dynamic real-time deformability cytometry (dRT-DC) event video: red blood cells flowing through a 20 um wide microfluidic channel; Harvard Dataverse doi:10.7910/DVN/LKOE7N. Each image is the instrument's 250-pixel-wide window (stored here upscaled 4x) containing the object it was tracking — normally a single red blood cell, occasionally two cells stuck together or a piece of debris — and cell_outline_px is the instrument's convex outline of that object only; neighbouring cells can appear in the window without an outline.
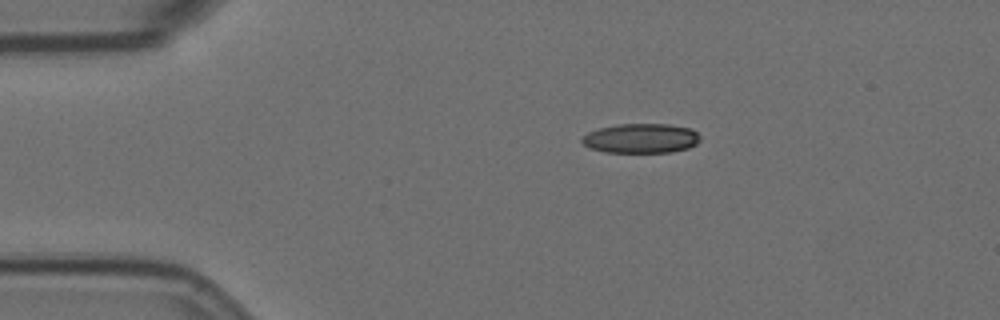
{"species": "Egyptian fruit bat (a non-hibernating species)", "species_latin": "Rousettus aegyptiacus", "temperature_condition": "room temperature", "stored_images_in_passage": 4, "camera_frame_rate_fps": 3000, "um_per_image_px": 0.085, "animal": {"sex": "female"}, "frame": {"image": 1, "passage_image": 1, "time_ms": 0.0, "image_size_px": [1000, 320], "cell_outline_px": [[700, 140], [696, 144], [688, 148], [668, 152], [604, 152], [592, 148], [584, 144], [580, 140], [588, 132], [600, 128], [616, 124], [668, 124], [692, 128], [700, 136]], "centroid_in_image_um": [54.51, 11.75], "position_along_channel_um": 30.5, "area_um2": 20.29}}
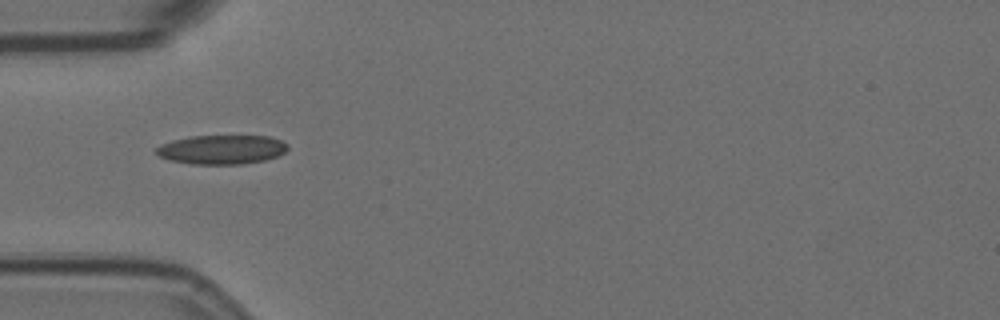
{"frame": {"image": 2, "passage_image": 3, "time_ms": 2.333, "image_size_px": [1000, 320], "cell_outline_px": [[288, 148], [284, 152], [276, 156], [264, 160], [240, 164], [192, 164], [168, 160], [160, 156], [156, 152], [156, 148], [172, 140], [192, 136], [268, 136], [280, 140], [288, 144]], "centroid_in_image_um": [18.85, 12.71], "position_along_channel_um": 66.2, "area_um2": 22.14}}
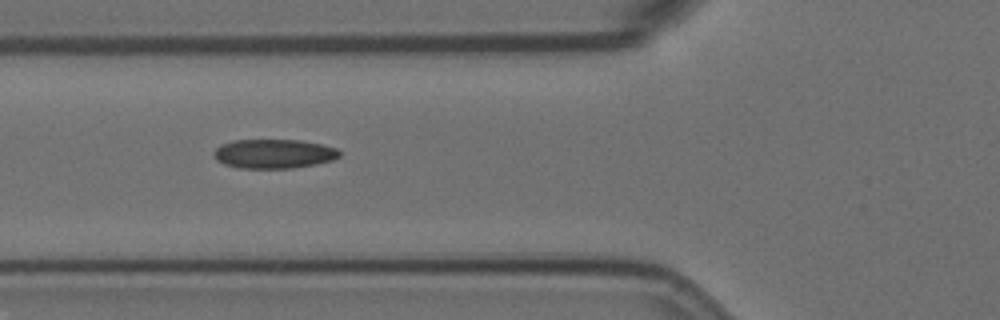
{"frame": {"image": 3, "passage_image": 4, "time_ms": 3.333, "image_size_px": [1000, 320], "cell_outline_px": [[340, 156], [332, 160], [316, 164], [292, 168], [240, 168], [224, 164], [216, 160], [212, 152], [220, 144], [232, 140], [300, 140], [320, 144], [336, 148], [340, 152]], "centroid_in_image_um": [23.24, 13.07], "position_along_channel_um": 102.6, "area_um2": 21.44}}